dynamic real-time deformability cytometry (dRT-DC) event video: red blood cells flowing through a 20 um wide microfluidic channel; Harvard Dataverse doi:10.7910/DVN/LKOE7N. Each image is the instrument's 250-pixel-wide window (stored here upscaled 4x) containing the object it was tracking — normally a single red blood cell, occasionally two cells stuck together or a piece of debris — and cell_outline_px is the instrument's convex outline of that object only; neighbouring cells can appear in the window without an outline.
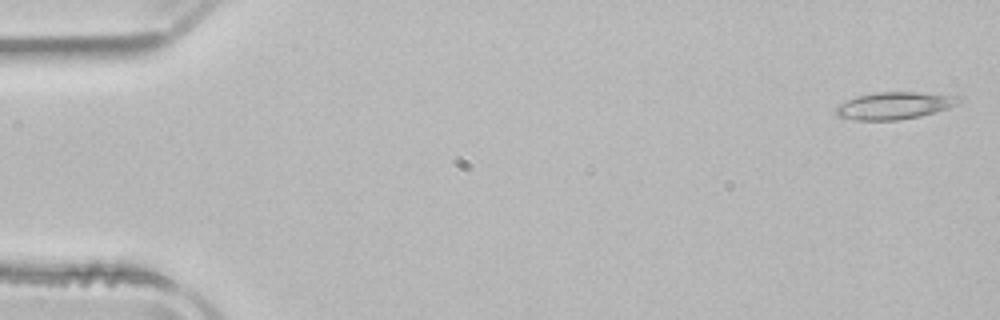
{"species": "common noctule bat (a hibernating species)", "species_latin": "Nyctalus noctula", "temperature_condition": "room temperature", "stored_images_in_passage": 14, "camera_frame_rate_fps": 3000, "um_per_image_px": 0.085, "animal": {"sex": "male", "body_mass_g": 21.5, "forearm_length_mm": 52.0}, "frame": {"image": 1, "passage_image": 1, "time_ms": 0.0, "image_size_px": [1000, 320], "cell_outline_px": [[964, 100], [948, 108], [936, 112], [920, 116], [900, 120], [856, 120], [836, 116], [836, 104], [856, 96], [872, 92], [916, 92], [960, 96]], "centroid_in_image_um": [76.0, 8.97], "position_along_channel_um": 9.0, "area_um2": 19.71}}
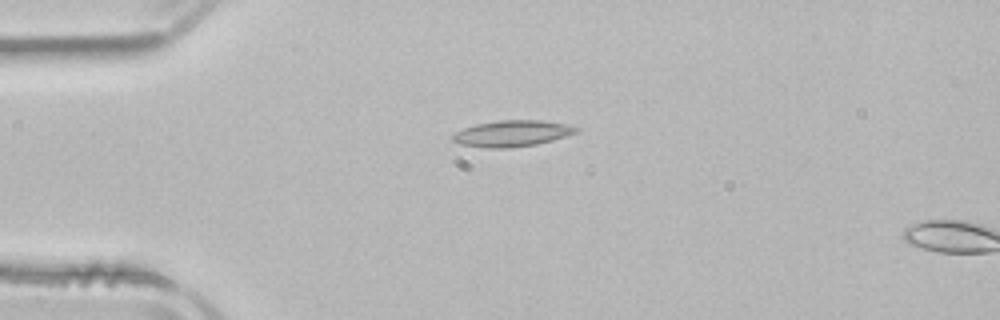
{"frame": {"image": 2, "passage_image": 12, "time_ms": 3.667, "image_size_px": [1000, 320], "cell_outline_px": [[580, 128], [576, 132], [568, 136], [536, 144], [512, 148], [484, 148], [460, 144], [452, 140], [452, 136], [456, 132], [464, 128], [476, 124], [500, 120], [540, 120], [568, 124]], "centroid_in_image_um": [43.54, 11.35], "position_along_channel_um": 41.5, "area_um2": 18.9}}